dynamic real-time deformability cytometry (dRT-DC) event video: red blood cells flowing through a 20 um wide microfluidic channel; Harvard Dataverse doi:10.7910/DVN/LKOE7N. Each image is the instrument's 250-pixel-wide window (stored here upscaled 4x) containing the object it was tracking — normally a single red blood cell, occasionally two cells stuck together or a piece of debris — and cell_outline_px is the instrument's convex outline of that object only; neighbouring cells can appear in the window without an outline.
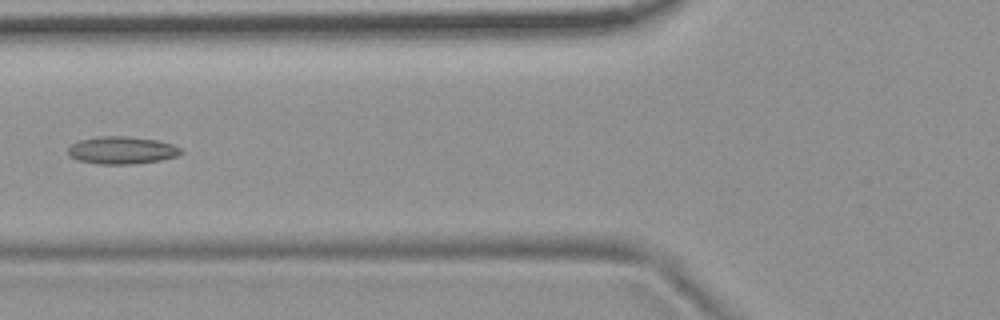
{"species": "common noctule bat (a hibernating species)", "species_latin": "Nyctalus noctula", "temperature_condition": "room temperature", "stored_images_in_passage": 6, "camera_frame_rate_fps": 3000, "um_per_image_px": 0.085, "animal": {"sex": "female", "body_mass_g": 19.9}, "frame": {"image": 1, "passage_image": 6, "time_ms": 1.667, "image_size_px": [1000, 320], "cell_outline_px": [[184, 152], [176, 156], [160, 160], [132, 164], [100, 164], [80, 160], [68, 156], [68, 148], [72, 144], [80, 140], [96, 136], [124, 136], [156, 140], [172, 144], [180, 148]], "centroid_in_image_um": [10.35, 12.77], "position_along_channel_um": 115.5, "area_um2": 17.98}}